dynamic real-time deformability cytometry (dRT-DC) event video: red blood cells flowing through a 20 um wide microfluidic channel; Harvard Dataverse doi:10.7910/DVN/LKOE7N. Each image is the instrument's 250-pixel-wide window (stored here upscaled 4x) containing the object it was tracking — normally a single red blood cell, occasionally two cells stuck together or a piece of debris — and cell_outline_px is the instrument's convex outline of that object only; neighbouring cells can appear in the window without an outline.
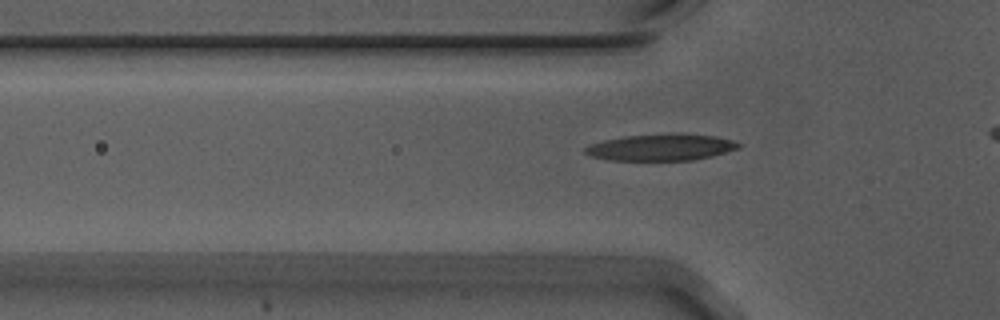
{"species": "Egyptian fruit bat (a non-hibernating species)", "species_latin": "Rousettus aegyptiacus", "temperature_condition": "warm", "stored_images_in_passage": 41, "camera_frame_rate_fps": 3000, "um_per_image_px": 0.085, "animal": {"sex": "male"}, "frame": {"image": 1, "passage_image": 14, "time_ms": 4.333, "image_size_px": [1000, 320], "cell_outline_px": [[744, 144], [740, 148], [712, 156], [692, 160], [608, 160], [592, 156], [584, 152], [584, 148], [588, 144], [604, 140], [624, 136], [676, 132], [716, 136], [732, 140]], "centroid_in_image_um": [56.22, 12.5], "position_along_channel_um": 69.6, "area_um2": 24.16}}
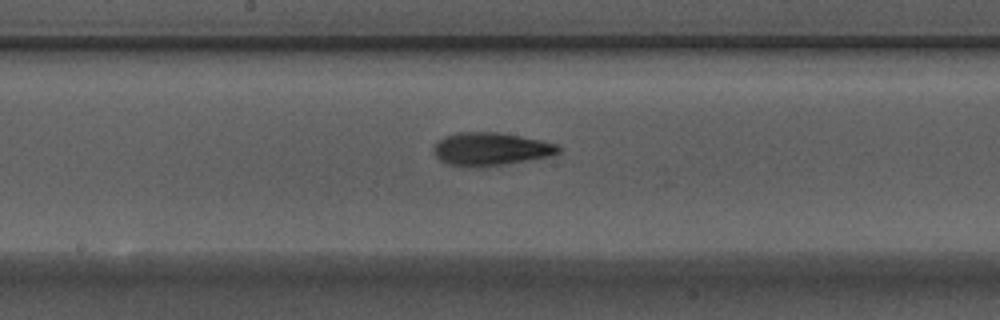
{"frame": {"image": 2, "passage_image": 25, "time_ms": 8.0, "image_size_px": [1000, 320], "cell_outline_px": [[564, 148], [560, 152], [548, 156], [504, 164], [476, 168], [464, 168], [448, 164], [440, 160], [432, 152], [436, 140], [444, 136], [456, 132], [500, 132], [540, 140], [556, 144]], "centroid_in_image_um": [41.65, 12.67], "position_along_channel_um": 206.6, "area_um2": 24.33}}
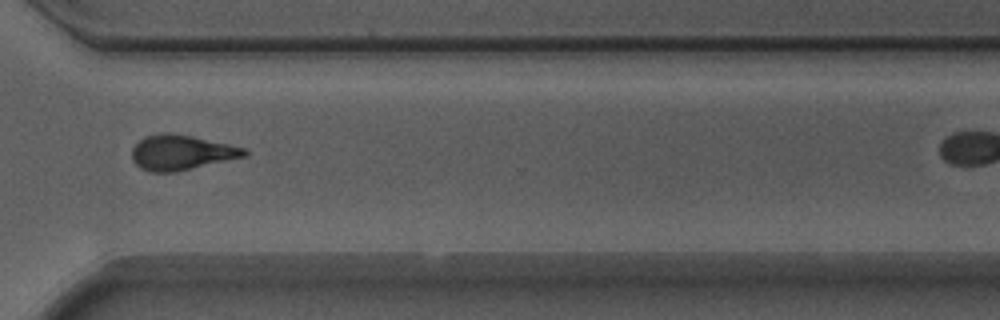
{"frame": {"image": 3, "passage_image": 37, "time_ms": 12.0, "image_size_px": [1000, 320], "cell_outline_px": [[248, 156], [176, 172], [148, 172], [140, 168], [132, 160], [132, 148], [140, 140], [148, 136], [160, 132], [168, 132], [192, 136], [248, 148]], "centroid_in_image_um": [15.44, 12.97], "position_along_channel_um": 355.2, "area_um2": 23.18}}